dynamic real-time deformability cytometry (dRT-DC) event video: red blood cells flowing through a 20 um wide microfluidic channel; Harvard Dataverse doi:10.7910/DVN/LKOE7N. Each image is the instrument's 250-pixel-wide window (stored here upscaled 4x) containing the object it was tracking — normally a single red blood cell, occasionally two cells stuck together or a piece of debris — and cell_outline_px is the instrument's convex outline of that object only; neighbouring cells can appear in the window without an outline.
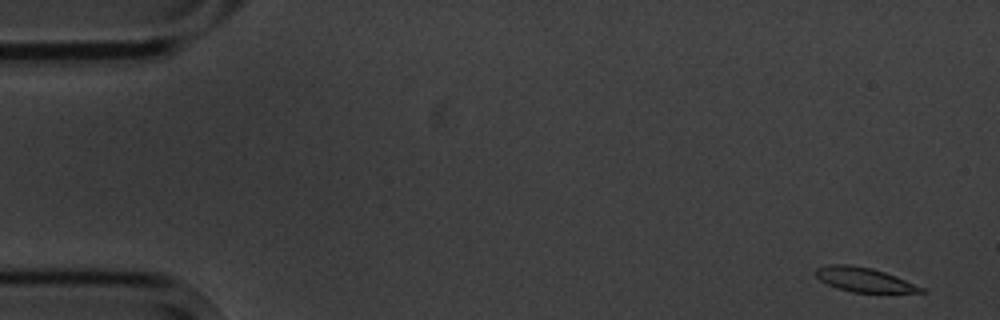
{"species": "common noctule bat (a hibernating species)", "species_latin": "Nyctalus noctula", "temperature_condition": "cold", "stored_images_in_passage": 5, "camera_frame_rate_fps": 3000, "um_per_image_px": 0.085, "animal": {"sex": "male", "body_mass_g": 20.1, "forearm_length_mm": 53.5}, "frame": {"image": 1, "passage_image": 1, "time_ms": 0.0, "image_size_px": [1000, 320], "cell_outline_px": [[928, 292], [852, 292], [836, 288], [820, 280], [812, 272], [816, 268], [828, 264], [848, 264], [872, 268], [896, 276], [924, 288]], "centroid_in_image_um": [73.39, 23.76], "position_along_channel_um": 11.6, "area_um2": 14.91}}
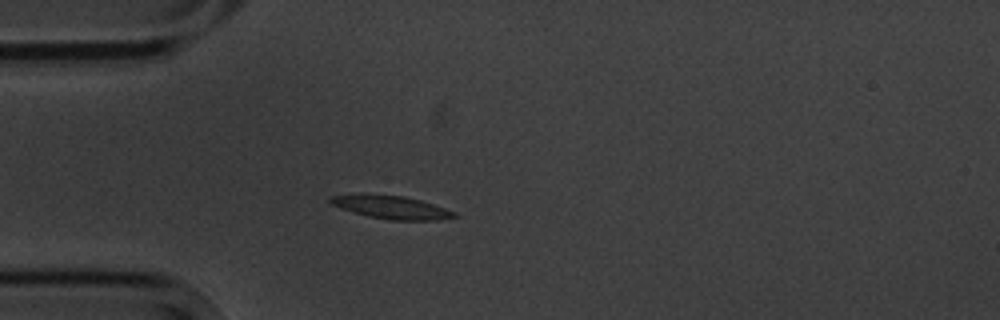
{"frame": {"image": 2, "passage_image": 4, "time_ms": 4.333, "image_size_px": [1000, 320], "cell_outline_px": [[456, 216], [436, 220], [392, 220], [368, 216], [340, 208], [332, 204], [328, 200], [328, 196], [404, 196], [420, 200], [456, 212]], "centroid_in_image_um": [33.31, 17.65], "position_along_channel_um": 51.7, "area_um2": 15.78}}